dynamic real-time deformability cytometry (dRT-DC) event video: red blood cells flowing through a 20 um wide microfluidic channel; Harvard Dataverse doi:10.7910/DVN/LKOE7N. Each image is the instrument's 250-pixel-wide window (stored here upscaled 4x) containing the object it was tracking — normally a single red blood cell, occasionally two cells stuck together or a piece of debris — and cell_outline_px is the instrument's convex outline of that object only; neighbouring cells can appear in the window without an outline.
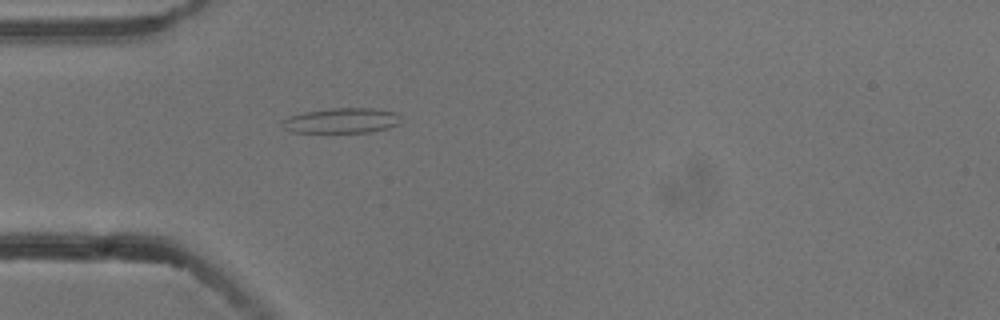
{"species": "common noctule bat (a hibernating species)", "species_latin": "Nyctalus noctula", "temperature_condition": "cold", "stored_images_in_passage": 1, "camera_frame_rate_fps": 3000, "um_per_image_px": 0.085, "animal": {"sex": "male", "body_mass_g": 13.3}, "frame": {"image": 1, "passage_image": 1, "time_ms": 0.0, "image_size_px": [1000, 320], "cell_outline_px": [[404, 120], [400, 124], [388, 128], [368, 132], [292, 132], [284, 128], [280, 120], [288, 116], [304, 112], [332, 108], [372, 108], [396, 112]], "centroid_in_image_um": [29.06, 10.24], "position_along_channel_um": 55.9, "area_um2": 17.57}}